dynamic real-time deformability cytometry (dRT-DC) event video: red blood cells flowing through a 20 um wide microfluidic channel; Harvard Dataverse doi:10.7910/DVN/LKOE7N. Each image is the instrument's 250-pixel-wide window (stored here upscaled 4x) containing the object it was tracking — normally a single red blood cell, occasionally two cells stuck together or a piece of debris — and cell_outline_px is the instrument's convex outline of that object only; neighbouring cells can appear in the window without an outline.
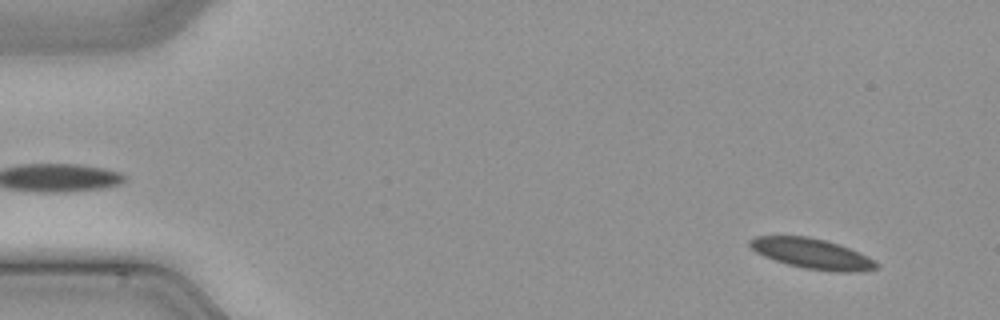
{"species": "common noctule bat (a hibernating species)", "species_latin": "Nyctalus noctula", "temperature_condition": "cold", "stored_images_in_passage": 49, "camera_frame_rate_fps": 3000, "um_per_image_px": 0.085, "animal": {"sex": "male", "body_mass_g": 21.5, "forearm_length_mm": 52.0}, "frame": {"image": 1, "passage_image": 4, "time_ms": 1.0, "image_size_px": [1000, 320], "cell_outline_px": [[880, 264], [876, 268], [860, 272], [836, 272], [804, 268], [788, 264], [764, 256], [756, 252], [748, 244], [748, 240], [756, 236], [808, 236], [824, 240], [848, 248], [868, 256]], "centroid_in_image_um": [69.02, 21.56], "position_along_channel_um": 16.0, "area_um2": 22.14}}
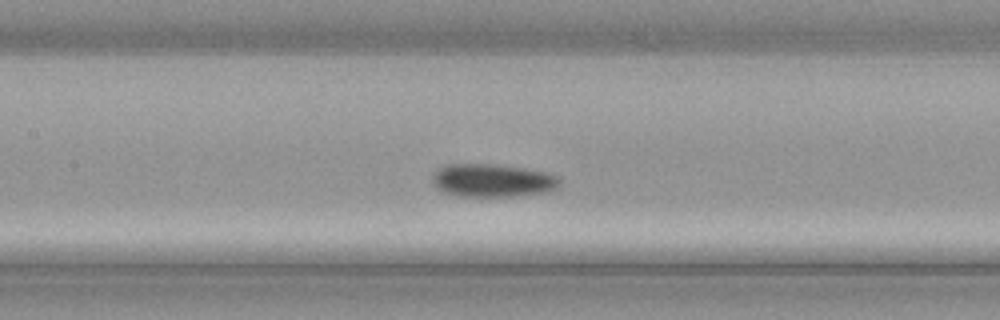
{"frame": {"image": 2, "passage_image": 23, "time_ms": 7.333, "image_size_px": [1000, 320], "cell_outline_px": [[560, 184], [556, 188], [544, 192], [516, 196], [456, 196], [444, 192], [436, 188], [432, 184], [432, 176], [444, 164], [492, 164], [524, 168], [544, 172], [556, 176], [560, 180]], "centroid_in_image_um": [41.82, 15.34], "position_along_channel_um": 165.6, "area_um2": 24.45}}
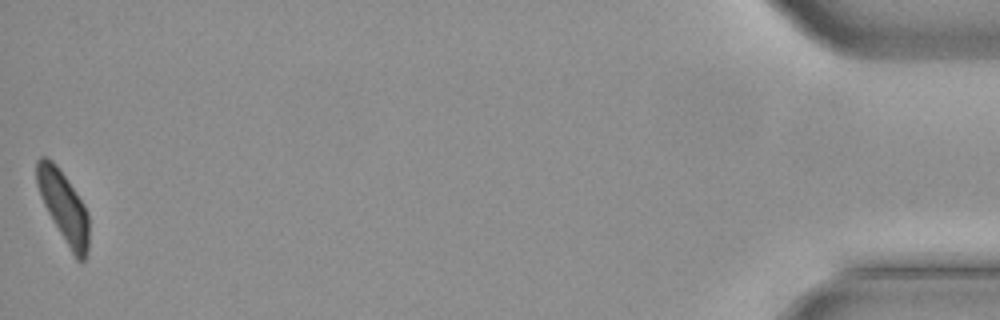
{"frame": {"image": 3, "passage_image": 49, "time_ms": 16.0, "image_size_px": [1000, 320], "cell_outline_px": [[88, 248], [84, 260], [76, 260], [48, 212], [40, 196], [36, 184], [36, 160], [40, 156], [44, 156], [52, 160], [56, 164], [84, 204], [88, 212]], "centroid_in_image_um": [5.39, 17.53], "position_along_channel_um": 429.8, "area_um2": 21.27}}